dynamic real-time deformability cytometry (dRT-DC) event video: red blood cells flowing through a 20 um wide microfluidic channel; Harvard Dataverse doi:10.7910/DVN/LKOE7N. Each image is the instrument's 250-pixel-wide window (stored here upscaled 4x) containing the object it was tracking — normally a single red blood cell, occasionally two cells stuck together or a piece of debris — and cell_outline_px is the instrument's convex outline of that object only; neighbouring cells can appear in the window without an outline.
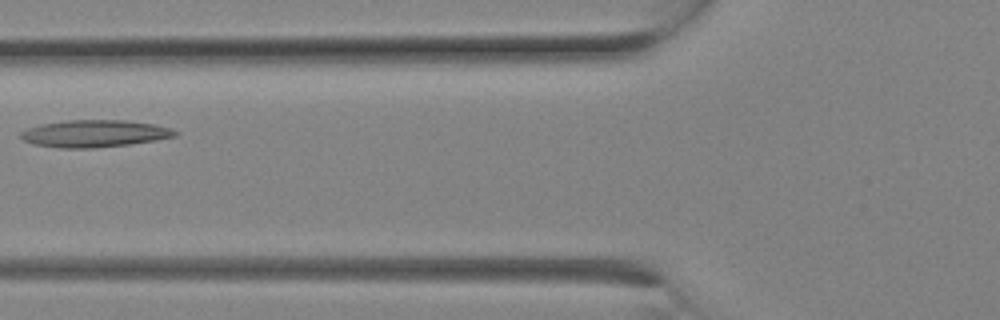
{"species": "Egyptian fruit bat (a non-hibernating species)", "species_latin": "Rousettus aegyptiacus", "temperature_condition": "room temperature", "stored_images_in_passage": 21, "camera_frame_rate_fps": 3000, "um_per_image_px": 0.085, "animal": {"sex": "female"}, "frame": {"image": 1, "passage_image": 6, "time_ms": 1.667, "image_size_px": [1000, 320], "cell_outline_px": [[180, 132], [176, 136], [156, 140], [128, 144], [92, 148], [60, 148], [32, 144], [24, 140], [20, 136], [20, 132], [28, 128], [40, 124], [64, 120], [124, 120], [152, 124], [172, 128]], "centroid_in_image_um": [8.02, 11.35], "position_along_channel_um": 117.8, "area_um2": 24.45}}
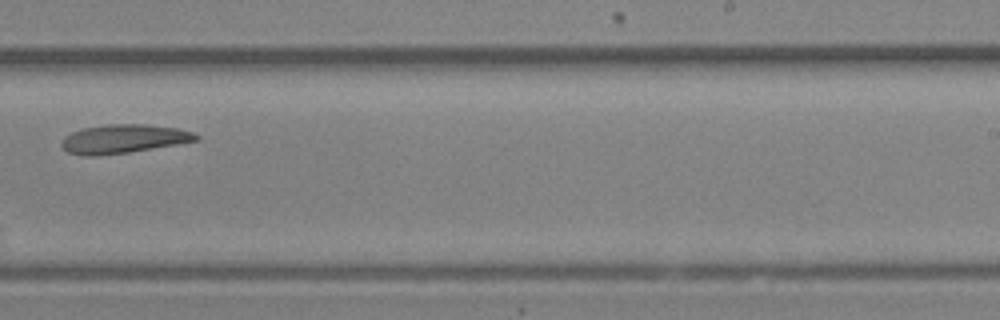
{"frame": {"image": 2, "passage_image": 12, "time_ms": 3.667, "image_size_px": [1000, 320], "cell_outline_px": [[200, 140], [128, 152], [92, 156], [88, 156], [68, 152], [60, 144], [60, 140], [64, 136], [80, 128], [108, 124], [144, 124], [176, 128], [192, 132], [200, 136]], "centroid_in_image_um": [10.47, 11.79], "position_along_channel_um": 278.5, "area_um2": 22.43}}
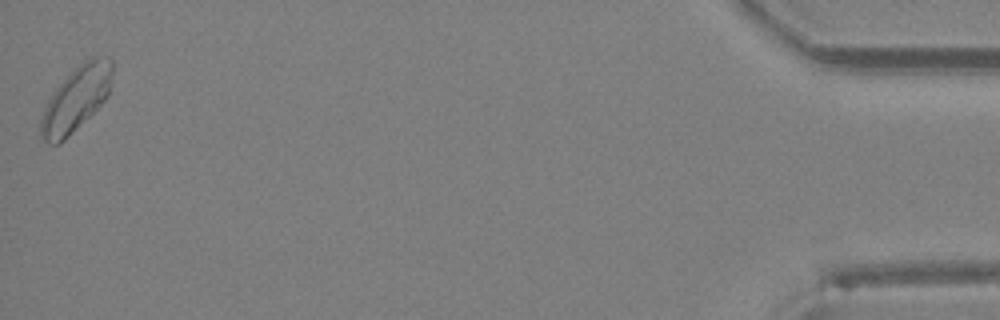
{"frame": {"image": 3, "passage_image": 21, "time_ms": 6.667, "image_size_px": [1000, 320], "cell_outline_px": [[112, 72], [108, 92], [104, 100], [60, 144], [48, 144], [40, 140], [40, 120], [44, 108], [52, 92], [84, 60], [92, 56], [108, 56], [112, 60]], "centroid_in_image_um": [6.43, 8.42], "position_along_channel_um": 428.8, "area_um2": 26.47}}